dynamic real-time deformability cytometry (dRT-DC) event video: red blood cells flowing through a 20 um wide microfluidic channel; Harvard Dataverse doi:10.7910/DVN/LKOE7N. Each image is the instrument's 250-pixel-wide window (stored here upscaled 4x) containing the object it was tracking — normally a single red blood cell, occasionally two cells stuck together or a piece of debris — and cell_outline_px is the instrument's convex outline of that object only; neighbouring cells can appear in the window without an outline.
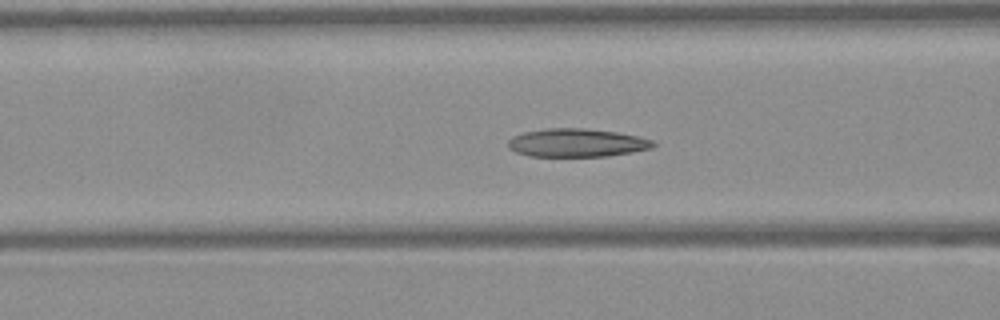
{"species": "Egyptian fruit bat (a non-hibernating species)", "species_latin": "Rousettus aegyptiacus", "temperature_condition": "warm", "stored_images_in_passage": 42, "camera_frame_rate_fps": 3000, "um_per_image_px": 0.085, "frame": {"image": 1, "passage_image": 11, "time_ms": 3.333, "image_size_px": [1000, 320], "cell_outline_px": [[656, 144], [652, 148], [632, 152], [608, 156], [528, 156], [516, 152], [508, 148], [508, 140], [512, 136], [524, 132], [548, 128], [584, 128], [616, 132], [636, 136], [652, 140]], "centroid_in_image_um": [49.0, 12.14], "position_along_channel_um": 117.6, "area_um2": 23.87}}
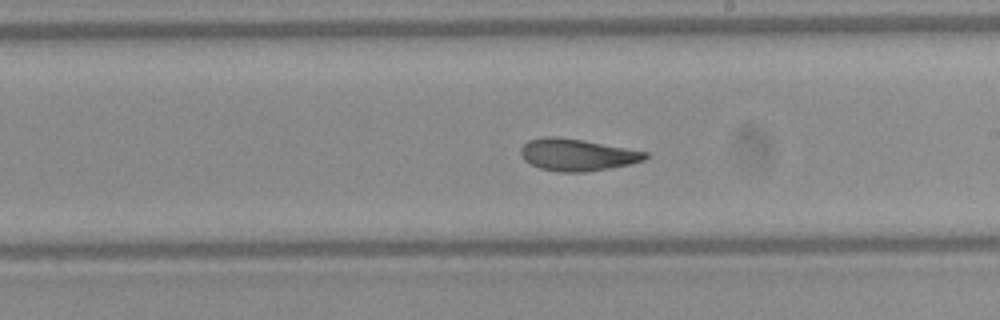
{"frame": {"image": 2, "passage_image": 20, "time_ms": 6.333, "image_size_px": [1000, 320], "cell_outline_px": [[648, 156], [644, 160], [632, 164], [584, 172], [556, 172], [540, 168], [524, 160], [520, 152], [520, 148], [528, 140], [544, 136], [556, 136], [580, 140], [648, 152]], "centroid_in_image_um": [49.03, 13.16], "position_along_channel_um": 240.0, "area_um2": 23.06}}
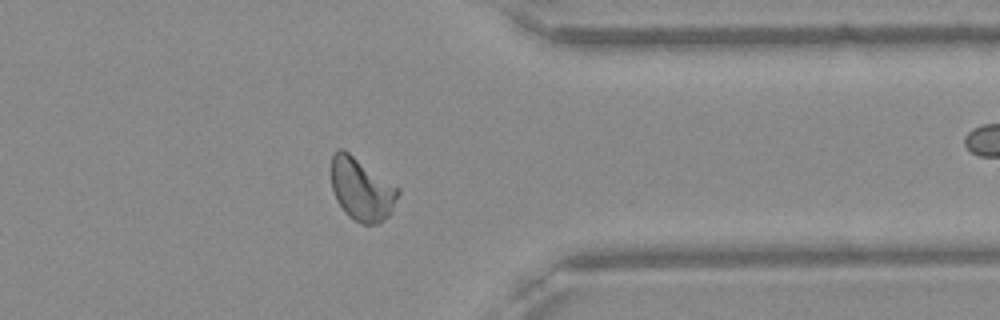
{"frame": {"image": 3, "passage_image": 31, "time_ms": 10.0, "image_size_px": [1000, 320], "cell_outline_px": [[400, 192], [392, 212], [380, 224], [360, 224], [348, 216], [344, 212], [336, 200], [332, 188], [332, 156], [340, 148], [348, 152], [400, 188]], "centroid_in_image_um": [30.76, 16.13], "position_along_channel_um": 380.6, "area_um2": 24.39}, "authors_computed_cell_mechanics": {"area_um2": 23.4957, "velocity_mm_per_s": 4.0737, "shape_relaxation_time_tau1_ms": null, "shape_relaxation_time_tau2_ms": 2.0657, "deformation_change_tau1": null, "deformation_change_tau2": 0.0894}}